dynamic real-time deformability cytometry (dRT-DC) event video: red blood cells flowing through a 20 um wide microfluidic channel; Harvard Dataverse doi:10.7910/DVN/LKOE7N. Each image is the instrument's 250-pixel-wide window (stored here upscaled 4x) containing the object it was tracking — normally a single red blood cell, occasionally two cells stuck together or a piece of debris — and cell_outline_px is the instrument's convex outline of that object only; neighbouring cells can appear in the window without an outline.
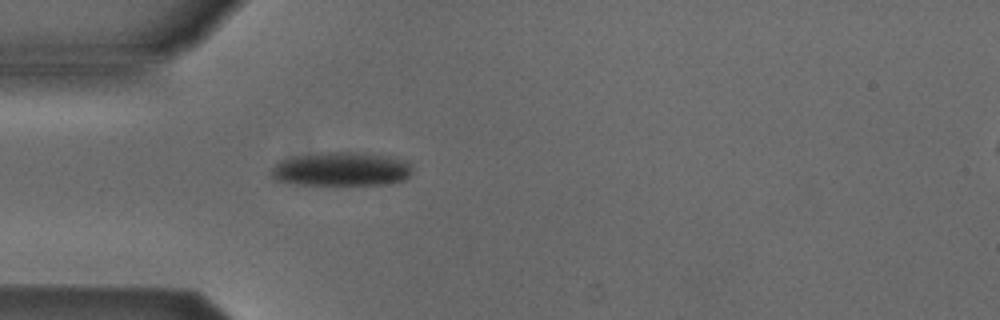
{"species": "Egyptian fruit bat (a non-hibernating species)", "species_latin": "Rousettus aegyptiacus", "temperature_condition": "cold", "stored_images_in_passage": 38, "camera_frame_rate_fps": 3000, "um_per_image_px": 0.085, "animal": {"sex": "male"}, "frame": {"image": 1, "passage_image": 1, "time_ms": 0.0, "image_size_px": [1000, 320], "cell_outline_px": [[412, 172], [404, 180], [384, 184], [292, 184], [272, 180], [272, 168], [280, 160], [296, 156], [320, 152], [360, 152], [388, 156], [408, 160], [412, 168]], "centroid_in_image_um": [29.01, 14.36], "position_along_channel_um": 56.0, "area_um2": 27.98}}
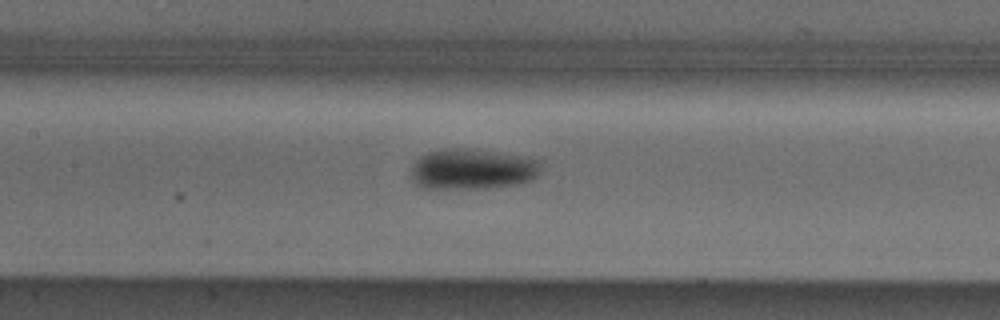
{"frame": {"image": 2, "passage_image": 10, "time_ms": 3.0, "image_size_px": [1000, 320], "cell_outline_px": [[540, 164], [536, 176], [532, 180], [512, 184], [476, 188], [424, 188], [416, 184], [412, 176], [412, 164], [420, 156], [428, 152], [440, 148], [460, 148], [520, 156], [536, 160]], "centroid_in_image_um": [40.06, 14.37], "position_along_channel_um": 167.3, "area_um2": 29.94}}
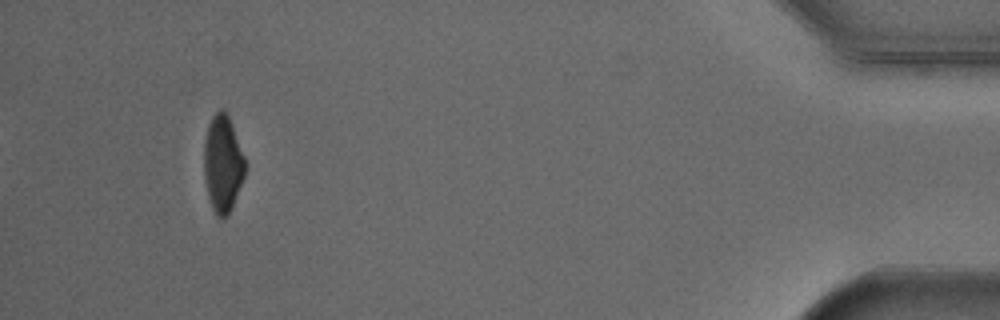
{"frame": {"image": 3, "passage_image": 35, "time_ms": 11.333, "image_size_px": [1000, 320], "cell_outline_px": [[244, 176], [232, 208], [224, 216], [216, 216], [212, 208], [208, 196], [204, 176], [204, 144], [208, 124], [212, 116], [220, 108], [224, 108], [228, 116], [244, 156]], "centroid_in_image_um": [18.91, 13.89], "position_along_channel_um": 416.3, "area_um2": 22.83}, "authors_computed_cell_mechanics": {"area_um2": 27.9752, "velocity_mm_per_s": 3.874, "shape_relaxation_time_tau1_ms": 3.5024, "shape_relaxation_time_tau2_ms": null, "deformation_change_tau1": 0.116, "deformation_change_tau2": null}}